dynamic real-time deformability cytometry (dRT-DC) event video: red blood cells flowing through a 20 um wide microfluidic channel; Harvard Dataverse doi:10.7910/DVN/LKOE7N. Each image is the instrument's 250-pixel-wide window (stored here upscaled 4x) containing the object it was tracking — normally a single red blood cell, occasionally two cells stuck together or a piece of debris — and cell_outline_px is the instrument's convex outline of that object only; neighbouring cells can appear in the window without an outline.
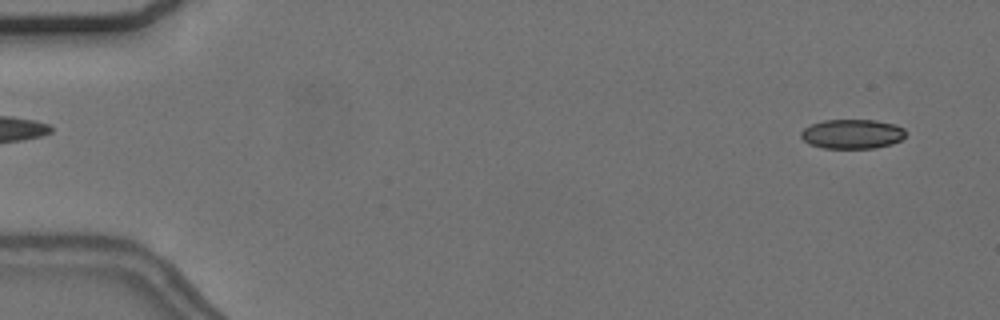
{"species": "common noctule bat (a hibernating species)", "species_latin": "Nyctalus noctula", "temperature_condition": "cold", "stored_images_in_passage": 17, "camera_frame_rate_fps": 3000, "um_per_image_px": 0.085, "animal": {"sex": "female", "body_mass_g": 24.6, "forearm_length_mm": 56.2}, "frame": {"image": 1, "passage_image": 3, "time_ms": 0.667, "image_size_px": [1000, 320], "cell_outline_px": [[904, 136], [900, 140], [892, 144], [876, 148], [824, 148], [808, 144], [800, 136], [800, 132], [804, 128], [812, 124], [824, 120], [876, 120], [896, 124], [904, 128]], "centroid_in_image_um": [72.43, 11.39], "position_along_channel_um": 12.6, "area_um2": 18.03}}